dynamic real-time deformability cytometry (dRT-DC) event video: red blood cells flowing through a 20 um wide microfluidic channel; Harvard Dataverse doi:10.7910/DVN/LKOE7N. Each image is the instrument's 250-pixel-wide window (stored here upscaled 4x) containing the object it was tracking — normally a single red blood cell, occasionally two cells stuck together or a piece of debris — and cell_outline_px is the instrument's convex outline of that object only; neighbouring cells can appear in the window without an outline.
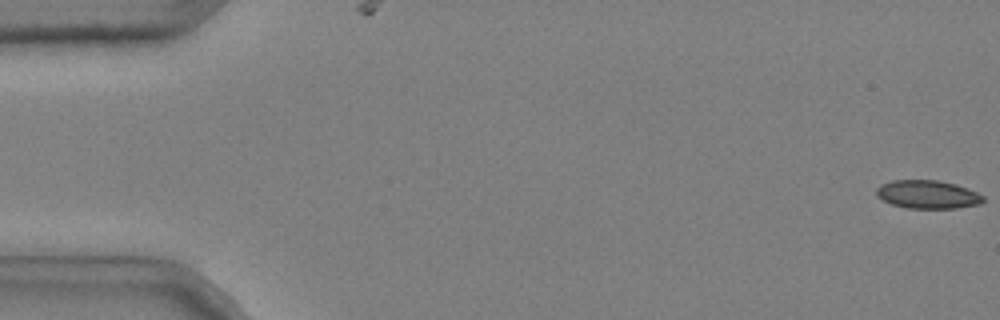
{"species": "common noctule bat (a hibernating species)", "species_latin": "Nyctalus noctula", "temperature_condition": "cold", "stored_images_in_passage": 52, "camera_frame_rate_fps": 3000, "um_per_image_px": 0.085, "animal": {"sex": "male", "body_mass_g": 20.4}, "frame": {"image": 1, "passage_image": 1, "time_ms": 0.0, "image_size_px": [1000, 320], "cell_outline_px": [[984, 200], [980, 204], [956, 208], [908, 208], [892, 204], [876, 196], [876, 188], [880, 184], [892, 180], [936, 180], [956, 184], [976, 192], [984, 196]], "centroid_in_image_um": [78.83, 16.52], "position_along_channel_um": 6.2, "area_um2": 17.57}}
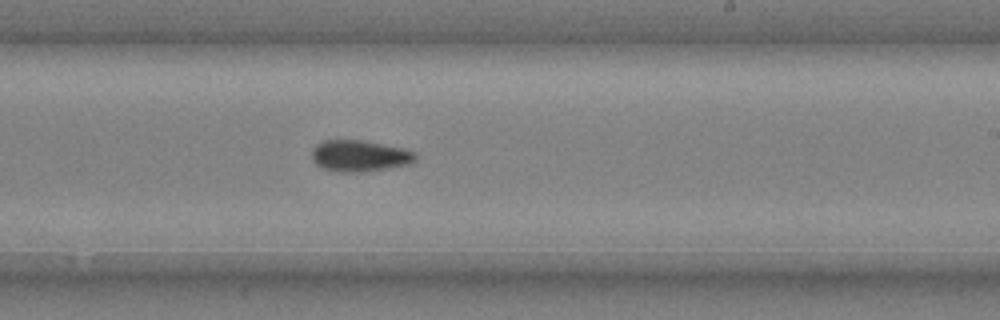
{"frame": {"image": 2, "passage_image": 33, "time_ms": 10.667, "image_size_px": [1000, 320], "cell_outline_px": [[416, 160], [408, 164], [360, 172], [336, 172], [320, 168], [312, 160], [312, 148], [316, 144], [324, 140], [360, 140], [404, 148], [416, 152]], "centroid_in_image_um": [30.52, 13.25], "position_along_channel_um": 258.5, "area_um2": 18.96}}
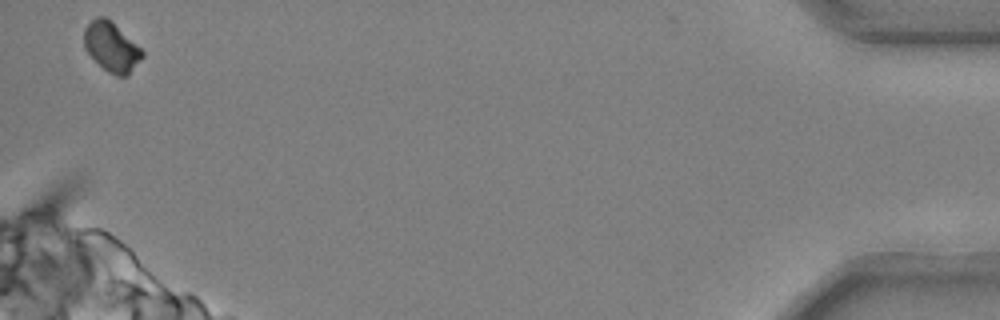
{"frame": {"image": 3, "passage_image": 52, "time_ms": 17.0, "image_size_px": [1000, 320], "cell_outline_px": [[144, 56], [128, 76], [116, 76], [108, 72], [84, 48], [84, 28], [96, 16], [104, 16], [136, 44], [144, 52]], "centroid_in_image_um": [9.47, 4.01], "position_along_channel_um": 425.7, "area_um2": 16.36}, "authors_computed_cell_mechanics": {"area_um2": 18.3226, "velocity_mm_per_s": 3.7009, "shape_relaxation_time_tau1_ms": 4.2003, "shape_relaxation_time_tau2_ms": 4.0941, "deformation_change_tau1": 0.1121, "deformation_change_tau2": 0.0846}}